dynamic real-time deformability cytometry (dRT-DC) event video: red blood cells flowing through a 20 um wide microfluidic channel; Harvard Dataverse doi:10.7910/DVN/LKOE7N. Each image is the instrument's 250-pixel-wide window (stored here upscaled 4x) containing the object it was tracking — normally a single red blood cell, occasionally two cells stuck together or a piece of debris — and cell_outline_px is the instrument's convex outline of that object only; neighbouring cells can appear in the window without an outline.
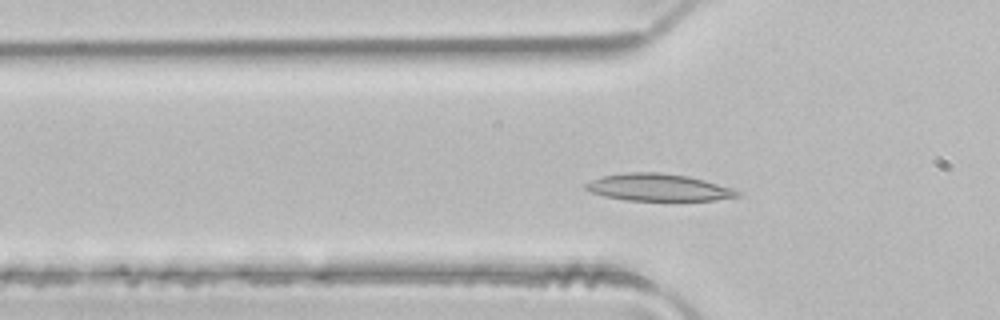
{"species": "common noctule bat (a hibernating species)", "species_latin": "Nyctalus noctula", "temperature_condition": "room temperature", "stored_images_in_passage": 45, "camera_frame_rate_fps": 3000, "um_per_image_px": 0.085, "animal": {"sex": "male", "body_mass_g": 21.5, "forearm_length_mm": 52.0}, "frame": {"image": 1, "passage_image": 11, "time_ms": 3.333, "image_size_px": [1000, 320], "cell_outline_px": [[740, 196], [712, 200], [628, 200], [604, 196], [592, 192], [584, 188], [584, 184], [592, 180], [604, 176], [628, 172], [660, 172], [688, 176], [704, 180], [732, 188], [740, 192]], "centroid_in_image_um": [55.96, 15.92], "position_along_channel_um": 69.8, "area_um2": 23.7}}
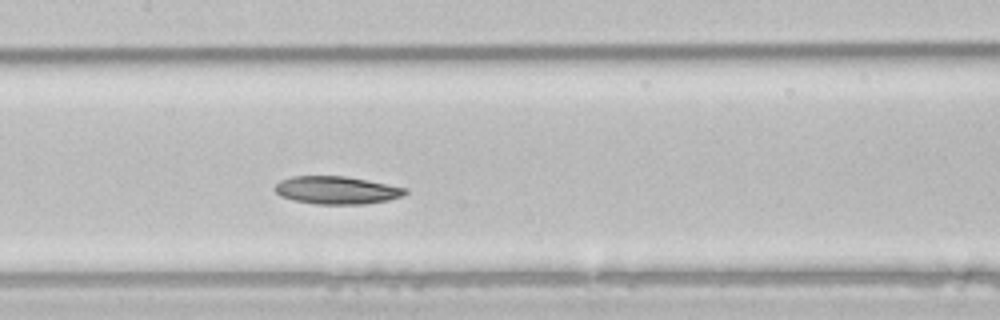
{"frame": {"image": 2, "passage_image": 19, "time_ms": 6.0, "image_size_px": [1000, 320], "cell_outline_px": [[408, 192], [404, 196], [388, 200], [364, 204], [316, 204], [296, 200], [280, 196], [272, 188], [280, 180], [292, 176], [344, 176], [408, 188]], "centroid_in_image_um": [28.62, 16.16], "position_along_channel_um": 178.8, "area_um2": 21.1}}
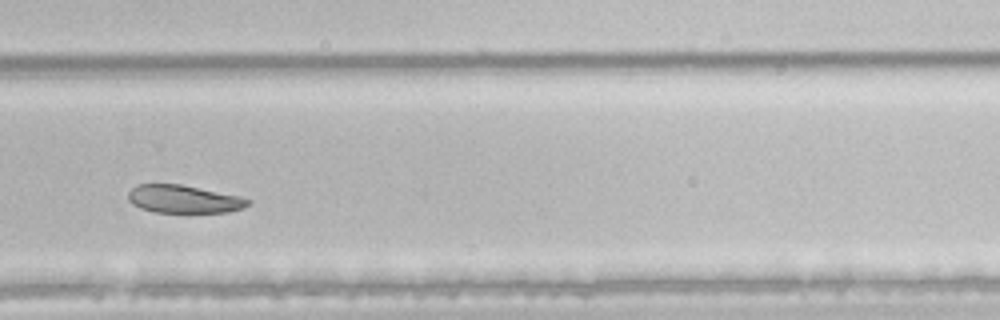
{"frame": {"image": 3, "passage_image": 29, "time_ms": 9.333, "image_size_px": [1000, 320], "cell_outline_px": [[252, 204], [244, 208], [228, 212], [156, 212], [140, 208], [132, 204], [128, 200], [128, 192], [136, 184], [180, 184], [240, 196], [252, 200]], "centroid_in_image_um": [15.64, 16.92], "position_along_channel_um": 314.2, "area_um2": 19.59}}